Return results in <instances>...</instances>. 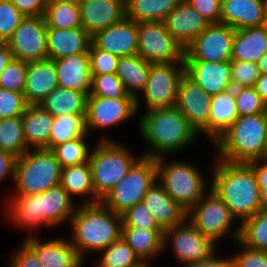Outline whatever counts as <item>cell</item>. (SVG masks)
Masks as SVG:
<instances>
[{
  "mask_svg": "<svg viewBox=\"0 0 267 267\" xmlns=\"http://www.w3.org/2000/svg\"><path fill=\"white\" fill-rule=\"evenodd\" d=\"M239 241L249 248L267 251V210H260L240 224Z\"/></svg>",
  "mask_w": 267,
  "mask_h": 267,
  "instance_id": "cell-38",
  "label": "cell"
},
{
  "mask_svg": "<svg viewBox=\"0 0 267 267\" xmlns=\"http://www.w3.org/2000/svg\"><path fill=\"white\" fill-rule=\"evenodd\" d=\"M58 87L90 94L91 73L89 53L67 55L54 59Z\"/></svg>",
  "mask_w": 267,
  "mask_h": 267,
  "instance_id": "cell-23",
  "label": "cell"
},
{
  "mask_svg": "<svg viewBox=\"0 0 267 267\" xmlns=\"http://www.w3.org/2000/svg\"><path fill=\"white\" fill-rule=\"evenodd\" d=\"M257 178L258 186H267V158H262L248 163Z\"/></svg>",
  "mask_w": 267,
  "mask_h": 267,
  "instance_id": "cell-56",
  "label": "cell"
},
{
  "mask_svg": "<svg viewBox=\"0 0 267 267\" xmlns=\"http://www.w3.org/2000/svg\"><path fill=\"white\" fill-rule=\"evenodd\" d=\"M142 267H152L150 264H144Z\"/></svg>",
  "mask_w": 267,
  "mask_h": 267,
  "instance_id": "cell-64",
  "label": "cell"
},
{
  "mask_svg": "<svg viewBox=\"0 0 267 267\" xmlns=\"http://www.w3.org/2000/svg\"><path fill=\"white\" fill-rule=\"evenodd\" d=\"M150 63L184 62V48L167 31L164 22L138 23V53Z\"/></svg>",
  "mask_w": 267,
  "mask_h": 267,
  "instance_id": "cell-11",
  "label": "cell"
},
{
  "mask_svg": "<svg viewBox=\"0 0 267 267\" xmlns=\"http://www.w3.org/2000/svg\"><path fill=\"white\" fill-rule=\"evenodd\" d=\"M184 67L185 74L210 96L231 88L230 61H184Z\"/></svg>",
  "mask_w": 267,
  "mask_h": 267,
  "instance_id": "cell-22",
  "label": "cell"
},
{
  "mask_svg": "<svg viewBox=\"0 0 267 267\" xmlns=\"http://www.w3.org/2000/svg\"><path fill=\"white\" fill-rule=\"evenodd\" d=\"M138 127L152 149L141 156L154 159L179 152L199 135L176 107L147 110L140 117Z\"/></svg>",
  "mask_w": 267,
  "mask_h": 267,
  "instance_id": "cell-3",
  "label": "cell"
},
{
  "mask_svg": "<svg viewBox=\"0 0 267 267\" xmlns=\"http://www.w3.org/2000/svg\"><path fill=\"white\" fill-rule=\"evenodd\" d=\"M171 242L175 258L183 265H190L206 259L216 250L217 243L204 236L187 219L164 230V250Z\"/></svg>",
  "mask_w": 267,
  "mask_h": 267,
  "instance_id": "cell-14",
  "label": "cell"
},
{
  "mask_svg": "<svg viewBox=\"0 0 267 267\" xmlns=\"http://www.w3.org/2000/svg\"><path fill=\"white\" fill-rule=\"evenodd\" d=\"M236 244L241 247V252L230 256L232 267H267V251L249 248L239 240Z\"/></svg>",
  "mask_w": 267,
  "mask_h": 267,
  "instance_id": "cell-50",
  "label": "cell"
},
{
  "mask_svg": "<svg viewBox=\"0 0 267 267\" xmlns=\"http://www.w3.org/2000/svg\"><path fill=\"white\" fill-rule=\"evenodd\" d=\"M84 0H46V4H57V3H73L79 5Z\"/></svg>",
  "mask_w": 267,
  "mask_h": 267,
  "instance_id": "cell-61",
  "label": "cell"
},
{
  "mask_svg": "<svg viewBox=\"0 0 267 267\" xmlns=\"http://www.w3.org/2000/svg\"><path fill=\"white\" fill-rule=\"evenodd\" d=\"M16 160L17 157L13 154L0 150V182L7 177H12L14 181Z\"/></svg>",
  "mask_w": 267,
  "mask_h": 267,
  "instance_id": "cell-54",
  "label": "cell"
},
{
  "mask_svg": "<svg viewBox=\"0 0 267 267\" xmlns=\"http://www.w3.org/2000/svg\"><path fill=\"white\" fill-rule=\"evenodd\" d=\"M56 87L58 81L52 59L27 62L23 94L29 105H38Z\"/></svg>",
  "mask_w": 267,
  "mask_h": 267,
  "instance_id": "cell-24",
  "label": "cell"
},
{
  "mask_svg": "<svg viewBox=\"0 0 267 267\" xmlns=\"http://www.w3.org/2000/svg\"><path fill=\"white\" fill-rule=\"evenodd\" d=\"M210 188L223 200L231 214L240 221L261 210L260 188L252 167L216 158Z\"/></svg>",
  "mask_w": 267,
  "mask_h": 267,
  "instance_id": "cell-1",
  "label": "cell"
},
{
  "mask_svg": "<svg viewBox=\"0 0 267 267\" xmlns=\"http://www.w3.org/2000/svg\"><path fill=\"white\" fill-rule=\"evenodd\" d=\"M267 52V25L235 30L231 60L256 63Z\"/></svg>",
  "mask_w": 267,
  "mask_h": 267,
  "instance_id": "cell-29",
  "label": "cell"
},
{
  "mask_svg": "<svg viewBox=\"0 0 267 267\" xmlns=\"http://www.w3.org/2000/svg\"><path fill=\"white\" fill-rule=\"evenodd\" d=\"M265 119H266V137H267V108H266V112H265Z\"/></svg>",
  "mask_w": 267,
  "mask_h": 267,
  "instance_id": "cell-63",
  "label": "cell"
},
{
  "mask_svg": "<svg viewBox=\"0 0 267 267\" xmlns=\"http://www.w3.org/2000/svg\"><path fill=\"white\" fill-rule=\"evenodd\" d=\"M44 19L47 27L60 29L80 28V8L73 3L46 4Z\"/></svg>",
  "mask_w": 267,
  "mask_h": 267,
  "instance_id": "cell-39",
  "label": "cell"
},
{
  "mask_svg": "<svg viewBox=\"0 0 267 267\" xmlns=\"http://www.w3.org/2000/svg\"><path fill=\"white\" fill-rule=\"evenodd\" d=\"M31 234L30 231L23 241L37 255L43 267H83V260L70 240L59 237L39 242Z\"/></svg>",
  "mask_w": 267,
  "mask_h": 267,
  "instance_id": "cell-21",
  "label": "cell"
},
{
  "mask_svg": "<svg viewBox=\"0 0 267 267\" xmlns=\"http://www.w3.org/2000/svg\"><path fill=\"white\" fill-rule=\"evenodd\" d=\"M13 254L9 267H43L37 255L23 242Z\"/></svg>",
  "mask_w": 267,
  "mask_h": 267,
  "instance_id": "cell-52",
  "label": "cell"
},
{
  "mask_svg": "<svg viewBox=\"0 0 267 267\" xmlns=\"http://www.w3.org/2000/svg\"><path fill=\"white\" fill-rule=\"evenodd\" d=\"M25 16L10 0H0V42L6 43Z\"/></svg>",
  "mask_w": 267,
  "mask_h": 267,
  "instance_id": "cell-47",
  "label": "cell"
},
{
  "mask_svg": "<svg viewBox=\"0 0 267 267\" xmlns=\"http://www.w3.org/2000/svg\"><path fill=\"white\" fill-rule=\"evenodd\" d=\"M99 264L103 267H142L144 263L121 237L101 251Z\"/></svg>",
  "mask_w": 267,
  "mask_h": 267,
  "instance_id": "cell-40",
  "label": "cell"
},
{
  "mask_svg": "<svg viewBox=\"0 0 267 267\" xmlns=\"http://www.w3.org/2000/svg\"><path fill=\"white\" fill-rule=\"evenodd\" d=\"M70 225L73 230L71 244L82 260L85 252H101L122 234V216L102 202L79 205Z\"/></svg>",
  "mask_w": 267,
  "mask_h": 267,
  "instance_id": "cell-4",
  "label": "cell"
},
{
  "mask_svg": "<svg viewBox=\"0 0 267 267\" xmlns=\"http://www.w3.org/2000/svg\"><path fill=\"white\" fill-rule=\"evenodd\" d=\"M163 22L184 49L210 25L186 0H181Z\"/></svg>",
  "mask_w": 267,
  "mask_h": 267,
  "instance_id": "cell-19",
  "label": "cell"
},
{
  "mask_svg": "<svg viewBox=\"0 0 267 267\" xmlns=\"http://www.w3.org/2000/svg\"><path fill=\"white\" fill-rule=\"evenodd\" d=\"M84 135H89L86 114H67L54 117L49 136V150Z\"/></svg>",
  "mask_w": 267,
  "mask_h": 267,
  "instance_id": "cell-36",
  "label": "cell"
},
{
  "mask_svg": "<svg viewBox=\"0 0 267 267\" xmlns=\"http://www.w3.org/2000/svg\"><path fill=\"white\" fill-rule=\"evenodd\" d=\"M60 185L73 199V195L86 197L82 204H93L101 202L96 196L93 182L92 170L89 161L80 165L63 168L61 171Z\"/></svg>",
  "mask_w": 267,
  "mask_h": 267,
  "instance_id": "cell-33",
  "label": "cell"
},
{
  "mask_svg": "<svg viewBox=\"0 0 267 267\" xmlns=\"http://www.w3.org/2000/svg\"><path fill=\"white\" fill-rule=\"evenodd\" d=\"M24 138L29 149H48L54 117L40 105H29L21 115Z\"/></svg>",
  "mask_w": 267,
  "mask_h": 267,
  "instance_id": "cell-30",
  "label": "cell"
},
{
  "mask_svg": "<svg viewBox=\"0 0 267 267\" xmlns=\"http://www.w3.org/2000/svg\"><path fill=\"white\" fill-rule=\"evenodd\" d=\"M62 167L48 149H29L18 157L15 165L14 194H40L60 185Z\"/></svg>",
  "mask_w": 267,
  "mask_h": 267,
  "instance_id": "cell-7",
  "label": "cell"
},
{
  "mask_svg": "<svg viewBox=\"0 0 267 267\" xmlns=\"http://www.w3.org/2000/svg\"><path fill=\"white\" fill-rule=\"evenodd\" d=\"M211 97L185 73L178 85L175 107L187 118L198 134L208 136Z\"/></svg>",
  "mask_w": 267,
  "mask_h": 267,
  "instance_id": "cell-17",
  "label": "cell"
},
{
  "mask_svg": "<svg viewBox=\"0 0 267 267\" xmlns=\"http://www.w3.org/2000/svg\"><path fill=\"white\" fill-rule=\"evenodd\" d=\"M151 63L141 58L138 54L133 56L119 57L116 75L124 84L128 94L136 99V107L140 106L139 94L147 84ZM139 93V94H138Z\"/></svg>",
  "mask_w": 267,
  "mask_h": 267,
  "instance_id": "cell-31",
  "label": "cell"
},
{
  "mask_svg": "<svg viewBox=\"0 0 267 267\" xmlns=\"http://www.w3.org/2000/svg\"><path fill=\"white\" fill-rule=\"evenodd\" d=\"M254 88L263 101L267 104V74L260 73Z\"/></svg>",
  "mask_w": 267,
  "mask_h": 267,
  "instance_id": "cell-58",
  "label": "cell"
},
{
  "mask_svg": "<svg viewBox=\"0 0 267 267\" xmlns=\"http://www.w3.org/2000/svg\"><path fill=\"white\" fill-rule=\"evenodd\" d=\"M13 54L7 43L0 42V74L12 61Z\"/></svg>",
  "mask_w": 267,
  "mask_h": 267,
  "instance_id": "cell-57",
  "label": "cell"
},
{
  "mask_svg": "<svg viewBox=\"0 0 267 267\" xmlns=\"http://www.w3.org/2000/svg\"><path fill=\"white\" fill-rule=\"evenodd\" d=\"M89 95L106 98H134L128 94L120 78L116 74L91 75Z\"/></svg>",
  "mask_w": 267,
  "mask_h": 267,
  "instance_id": "cell-42",
  "label": "cell"
},
{
  "mask_svg": "<svg viewBox=\"0 0 267 267\" xmlns=\"http://www.w3.org/2000/svg\"><path fill=\"white\" fill-rule=\"evenodd\" d=\"M10 197L6 203L7 215L11 222L21 229L35 230L43 224L57 227L67 221L70 223L77 208L73 203L74 200L61 185L49 188L40 194H15Z\"/></svg>",
  "mask_w": 267,
  "mask_h": 267,
  "instance_id": "cell-2",
  "label": "cell"
},
{
  "mask_svg": "<svg viewBox=\"0 0 267 267\" xmlns=\"http://www.w3.org/2000/svg\"><path fill=\"white\" fill-rule=\"evenodd\" d=\"M260 73L267 74V52L257 62Z\"/></svg>",
  "mask_w": 267,
  "mask_h": 267,
  "instance_id": "cell-60",
  "label": "cell"
},
{
  "mask_svg": "<svg viewBox=\"0 0 267 267\" xmlns=\"http://www.w3.org/2000/svg\"><path fill=\"white\" fill-rule=\"evenodd\" d=\"M263 14H264L265 25H267V0H263Z\"/></svg>",
  "mask_w": 267,
  "mask_h": 267,
  "instance_id": "cell-62",
  "label": "cell"
},
{
  "mask_svg": "<svg viewBox=\"0 0 267 267\" xmlns=\"http://www.w3.org/2000/svg\"><path fill=\"white\" fill-rule=\"evenodd\" d=\"M208 191L187 212V221L214 243L227 233H231L234 241L239 240L240 225L236 228L232 226L236 218L213 189L209 188Z\"/></svg>",
  "mask_w": 267,
  "mask_h": 267,
  "instance_id": "cell-10",
  "label": "cell"
},
{
  "mask_svg": "<svg viewBox=\"0 0 267 267\" xmlns=\"http://www.w3.org/2000/svg\"><path fill=\"white\" fill-rule=\"evenodd\" d=\"M261 210H267V186H259Z\"/></svg>",
  "mask_w": 267,
  "mask_h": 267,
  "instance_id": "cell-59",
  "label": "cell"
},
{
  "mask_svg": "<svg viewBox=\"0 0 267 267\" xmlns=\"http://www.w3.org/2000/svg\"><path fill=\"white\" fill-rule=\"evenodd\" d=\"M181 0H125V17L140 22H163Z\"/></svg>",
  "mask_w": 267,
  "mask_h": 267,
  "instance_id": "cell-35",
  "label": "cell"
},
{
  "mask_svg": "<svg viewBox=\"0 0 267 267\" xmlns=\"http://www.w3.org/2000/svg\"><path fill=\"white\" fill-rule=\"evenodd\" d=\"M235 29L223 23L210 24L185 49L184 61H231Z\"/></svg>",
  "mask_w": 267,
  "mask_h": 267,
  "instance_id": "cell-13",
  "label": "cell"
},
{
  "mask_svg": "<svg viewBox=\"0 0 267 267\" xmlns=\"http://www.w3.org/2000/svg\"><path fill=\"white\" fill-rule=\"evenodd\" d=\"M231 87H254L260 71L256 63L231 60Z\"/></svg>",
  "mask_w": 267,
  "mask_h": 267,
  "instance_id": "cell-45",
  "label": "cell"
},
{
  "mask_svg": "<svg viewBox=\"0 0 267 267\" xmlns=\"http://www.w3.org/2000/svg\"><path fill=\"white\" fill-rule=\"evenodd\" d=\"M91 75L116 74L119 57L98 49L91 43L89 49Z\"/></svg>",
  "mask_w": 267,
  "mask_h": 267,
  "instance_id": "cell-48",
  "label": "cell"
},
{
  "mask_svg": "<svg viewBox=\"0 0 267 267\" xmlns=\"http://www.w3.org/2000/svg\"><path fill=\"white\" fill-rule=\"evenodd\" d=\"M122 216V227H137L148 230H163L143 202L127 209Z\"/></svg>",
  "mask_w": 267,
  "mask_h": 267,
  "instance_id": "cell-46",
  "label": "cell"
},
{
  "mask_svg": "<svg viewBox=\"0 0 267 267\" xmlns=\"http://www.w3.org/2000/svg\"><path fill=\"white\" fill-rule=\"evenodd\" d=\"M48 59L89 52L92 37L82 28L60 29L47 27Z\"/></svg>",
  "mask_w": 267,
  "mask_h": 267,
  "instance_id": "cell-26",
  "label": "cell"
},
{
  "mask_svg": "<svg viewBox=\"0 0 267 267\" xmlns=\"http://www.w3.org/2000/svg\"><path fill=\"white\" fill-rule=\"evenodd\" d=\"M87 136L88 135L80 136L51 149L62 169L89 161L90 148L85 142Z\"/></svg>",
  "mask_w": 267,
  "mask_h": 267,
  "instance_id": "cell-41",
  "label": "cell"
},
{
  "mask_svg": "<svg viewBox=\"0 0 267 267\" xmlns=\"http://www.w3.org/2000/svg\"><path fill=\"white\" fill-rule=\"evenodd\" d=\"M156 180V159L141 156L101 202L114 213L121 215L127 209L142 202Z\"/></svg>",
  "mask_w": 267,
  "mask_h": 267,
  "instance_id": "cell-9",
  "label": "cell"
},
{
  "mask_svg": "<svg viewBox=\"0 0 267 267\" xmlns=\"http://www.w3.org/2000/svg\"><path fill=\"white\" fill-rule=\"evenodd\" d=\"M27 72V61L13 58L0 74V88L23 93Z\"/></svg>",
  "mask_w": 267,
  "mask_h": 267,
  "instance_id": "cell-43",
  "label": "cell"
},
{
  "mask_svg": "<svg viewBox=\"0 0 267 267\" xmlns=\"http://www.w3.org/2000/svg\"><path fill=\"white\" fill-rule=\"evenodd\" d=\"M138 112L135 98L87 96V131L108 129L130 119Z\"/></svg>",
  "mask_w": 267,
  "mask_h": 267,
  "instance_id": "cell-16",
  "label": "cell"
},
{
  "mask_svg": "<svg viewBox=\"0 0 267 267\" xmlns=\"http://www.w3.org/2000/svg\"><path fill=\"white\" fill-rule=\"evenodd\" d=\"M163 158H156L157 181L188 212L207 192L206 178L198 167L189 162L175 160L165 163Z\"/></svg>",
  "mask_w": 267,
  "mask_h": 267,
  "instance_id": "cell-8",
  "label": "cell"
},
{
  "mask_svg": "<svg viewBox=\"0 0 267 267\" xmlns=\"http://www.w3.org/2000/svg\"><path fill=\"white\" fill-rule=\"evenodd\" d=\"M26 16H44L46 0H10Z\"/></svg>",
  "mask_w": 267,
  "mask_h": 267,
  "instance_id": "cell-53",
  "label": "cell"
},
{
  "mask_svg": "<svg viewBox=\"0 0 267 267\" xmlns=\"http://www.w3.org/2000/svg\"><path fill=\"white\" fill-rule=\"evenodd\" d=\"M99 140L95 149L90 152L89 163L96 196L102 200L140 157L134 158L126 146L109 139L108 136H102Z\"/></svg>",
  "mask_w": 267,
  "mask_h": 267,
  "instance_id": "cell-6",
  "label": "cell"
},
{
  "mask_svg": "<svg viewBox=\"0 0 267 267\" xmlns=\"http://www.w3.org/2000/svg\"><path fill=\"white\" fill-rule=\"evenodd\" d=\"M220 23L235 30L265 25L263 0H222Z\"/></svg>",
  "mask_w": 267,
  "mask_h": 267,
  "instance_id": "cell-27",
  "label": "cell"
},
{
  "mask_svg": "<svg viewBox=\"0 0 267 267\" xmlns=\"http://www.w3.org/2000/svg\"><path fill=\"white\" fill-rule=\"evenodd\" d=\"M95 267H103V266L97 263Z\"/></svg>",
  "mask_w": 267,
  "mask_h": 267,
  "instance_id": "cell-65",
  "label": "cell"
},
{
  "mask_svg": "<svg viewBox=\"0 0 267 267\" xmlns=\"http://www.w3.org/2000/svg\"><path fill=\"white\" fill-rule=\"evenodd\" d=\"M235 98L239 117L266 112L267 104L254 87L235 88Z\"/></svg>",
  "mask_w": 267,
  "mask_h": 267,
  "instance_id": "cell-44",
  "label": "cell"
},
{
  "mask_svg": "<svg viewBox=\"0 0 267 267\" xmlns=\"http://www.w3.org/2000/svg\"><path fill=\"white\" fill-rule=\"evenodd\" d=\"M142 202L163 230L187 219V211L166 193L157 180L149 188Z\"/></svg>",
  "mask_w": 267,
  "mask_h": 267,
  "instance_id": "cell-25",
  "label": "cell"
},
{
  "mask_svg": "<svg viewBox=\"0 0 267 267\" xmlns=\"http://www.w3.org/2000/svg\"><path fill=\"white\" fill-rule=\"evenodd\" d=\"M44 16H26L6 42L13 57L22 61L48 59Z\"/></svg>",
  "mask_w": 267,
  "mask_h": 267,
  "instance_id": "cell-15",
  "label": "cell"
},
{
  "mask_svg": "<svg viewBox=\"0 0 267 267\" xmlns=\"http://www.w3.org/2000/svg\"><path fill=\"white\" fill-rule=\"evenodd\" d=\"M79 8L82 28L91 37L125 17V0H84Z\"/></svg>",
  "mask_w": 267,
  "mask_h": 267,
  "instance_id": "cell-20",
  "label": "cell"
},
{
  "mask_svg": "<svg viewBox=\"0 0 267 267\" xmlns=\"http://www.w3.org/2000/svg\"><path fill=\"white\" fill-rule=\"evenodd\" d=\"M121 237L144 264L164 252V230L122 227Z\"/></svg>",
  "mask_w": 267,
  "mask_h": 267,
  "instance_id": "cell-32",
  "label": "cell"
},
{
  "mask_svg": "<svg viewBox=\"0 0 267 267\" xmlns=\"http://www.w3.org/2000/svg\"><path fill=\"white\" fill-rule=\"evenodd\" d=\"M184 73V62L151 63L148 81L142 92L148 110L175 107L178 85Z\"/></svg>",
  "mask_w": 267,
  "mask_h": 267,
  "instance_id": "cell-12",
  "label": "cell"
},
{
  "mask_svg": "<svg viewBox=\"0 0 267 267\" xmlns=\"http://www.w3.org/2000/svg\"><path fill=\"white\" fill-rule=\"evenodd\" d=\"M210 24L220 23L222 0H186Z\"/></svg>",
  "mask_w": 267,
  "mask_h": 267,
  "instance_id": "cell-51",
  "label": "cell"
},
{
  "mask_svg": "<svg viewBox=\"0 0 267 267\" xmlns=\"http://www.w3.org/2000/svg\"><path fill=\"white\" fill-rule=\"evenodd\" d=\"M235 88H229L211 97L208 117V137L214 144L238 119Z\"/></svg>",
  "mask_w": 267,
  "mask_h": 267,
  "instance_id": "cell-28",
  "label": "cell"
},
{
  "mask_svg": "<svg viewBox=\"0 0 267 267\" xmlns=\"http://www.w3.org/2000/svg\"><path fill=\"white\" fill-rule=\"evenodd\" d=\"M28 106L23 93L0 88V119L21 116Z\"/></svg>",
  "mask_w": 267,
  "mask_h": 267,
  "instance_id": "cell-49",
  "label": "cell"
},
{
  "mask_svg": "<svg viewBox=\"0 0 267 267\" xmlns=\"http://www.w3.org/2000/svg\"><path fill=\"white\" fill-rule=\"evenodd\" d=\"M0 150L17 158L29 150L24 138L21 116L0 119Z\"/></svg>",
  "mask_w": 267,
  "mask_h": 267,
  "instance_id": "cell-37",
  "label": "cell"
},
{
  "mask_svg": "<svg viewBox=\"0 0 267 267\" xmlns=\"http://www.w3.org/2000/svg\"><path fill=\"white\" fill-rule=\"evenodd\" d=\"M92 43L98 49L118 57L136 55L138 53V23L124 17L121 21L92 36Z\"/></svg>",
  "mask_w": 267,
  "mask_h": 267,
  "instance_id": "cell-18",
  "label": "cell"
},
{
  "mask_svg": "<svg viewBox=\"0 0 267 267\" xmlns=\"http://www.w3.org/2000/svg\"><path fill=\"white\" fill-rule=\"evenodd\" d=\"M87 96L85 92L56 87L38 105L53 117L86 114Z\"/></svg>",
  "mask_w": 267,
  "mask_h": 267,
  "instance_id": "cell-34",
  "label": "cell"
},
{
  "mask_svg": "<svg viewBox=\"0 0 267 267\" xmlns=\"http://www.w3.org/2000/svg\"><path fill=\"white\" fill-rule=\"evenodd\" d=\"M214 145L216 157L231 163L267 158L265 113L238 117Z\"/></svg>",
  "mask_w": 267,
  "mask_h": 267,
  "instance_id": "cell-5",
  "label": "cell"
},
{
  "mask_svg": "<svg viewBox=\"0 0 267 267\" xmlns=\"http://www.w3.org/2000/svg\"><path fill=\"white\" fill-rule=\"evenodd\" d=\"M215 251H213L206 259L197 262V263H193L190 265H186L184 267H232V258H222L220 256L217 257L215 254Z\"/></svg>",
  "mask_w": 267,
  "mask_h": 267,
  "instance_id": "cell-55",
  "label": "cell"
}]
</instances>
